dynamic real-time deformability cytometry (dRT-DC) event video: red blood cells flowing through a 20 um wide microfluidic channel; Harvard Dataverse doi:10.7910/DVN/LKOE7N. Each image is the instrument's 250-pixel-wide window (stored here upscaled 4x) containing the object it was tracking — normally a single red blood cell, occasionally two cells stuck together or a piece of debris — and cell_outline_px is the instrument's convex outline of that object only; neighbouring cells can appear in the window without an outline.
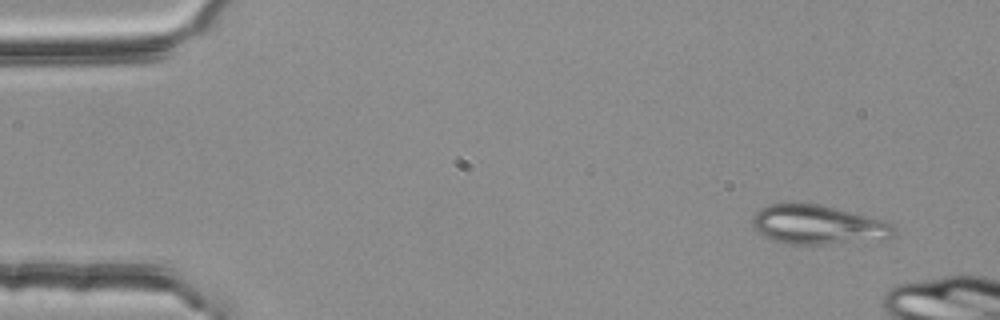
{"species": "common noctule bat (a hibernating species)", "species_latin": "Nyctalus noctula", "temperature_condition": "room temperature", "stored_images_in_passage": 3, "camera_frame_rate_fps": 3000, "um_per_image_px": 0.085, "animal": {"sex": "female", "body_mass_g": 25.1}, "frame": {"image": 1, "passage_image": 1, "time_ms": 0.0, "image_size_px": [1000, 320], "cell_outline_px": [[896, 232], [892, 236], [884, 240], [824, 244], [792, 244], [776, 240], [764, 236], [752, 228], [752, 216], [760, 208], [768, 204], [792, 200], [820, 204], [884, 220], [892, 224], [896, 228]], "centroid_in_image_um": [69.51, 19.07], "position_along_channel_um": 15.5, "area_um2": 33.12}}